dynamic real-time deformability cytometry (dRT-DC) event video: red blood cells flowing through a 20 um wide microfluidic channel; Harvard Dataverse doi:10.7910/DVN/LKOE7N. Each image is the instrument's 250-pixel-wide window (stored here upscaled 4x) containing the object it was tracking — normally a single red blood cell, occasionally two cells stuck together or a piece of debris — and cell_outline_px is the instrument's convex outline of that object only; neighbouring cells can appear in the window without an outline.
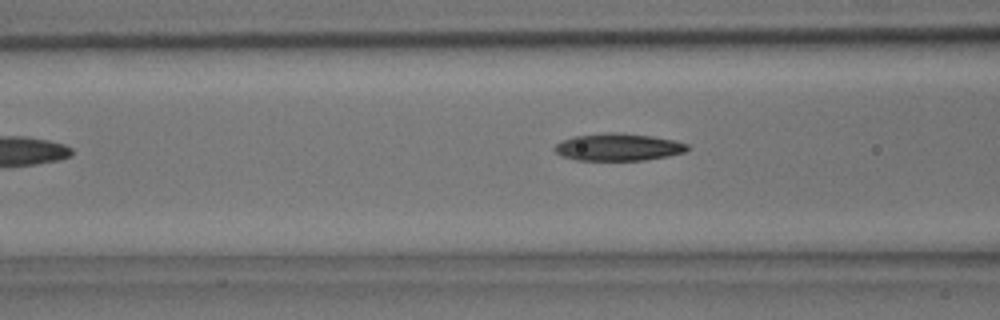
{"species": "common noctule bat (a hibernating species)", "species_latin": "Nyctalus noctula", "temperature_condition": "room temperature", "stored_images_in_passage": 5, "camera_frame_rate_fps": 3000, "um_per_image_px": 0.085, "animal": {"sex": "male", "body_mass_g": 15.6}, "frame": {"image": 1, "passage_image": 4, "time_ms": 1.0, "image_size_px": [1000, 320], "cell_outline_px": [[688, 148], [684, 152], [668, 156], [644, 160], [576, 160], [564, 156], [556, 152], [552, 148], [556, 144], [564, 140], [576, 136], [604, 132], [616, 132], [652, 136], [672, 140], [688, 144]], "centroid_in_image_um": [52.54, 12.5], "position_along_channel_um": 114.1, "area_um2": 20.92}}
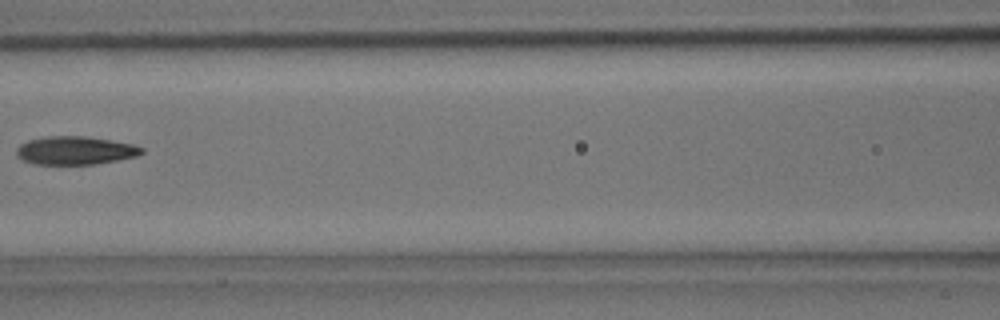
{"frame": {"image": 2, "passage_image": 5, "time_ms": 1.333, "image_size_px": [1000, 320], "cell_outline_px": [[144, 152], [136, 156], [116, 160], [92, 164], [36, 164], [20, 160], [16, 156], [16, 148], [20, 144], [28, 140], [48, 136], [84, 136], [112, 140], [132, 144], [144, 148]], "centroid_in_image_um": [6.35, 12.79], "position_along_channel_um": 160.2, "area_um2": 20.63}}